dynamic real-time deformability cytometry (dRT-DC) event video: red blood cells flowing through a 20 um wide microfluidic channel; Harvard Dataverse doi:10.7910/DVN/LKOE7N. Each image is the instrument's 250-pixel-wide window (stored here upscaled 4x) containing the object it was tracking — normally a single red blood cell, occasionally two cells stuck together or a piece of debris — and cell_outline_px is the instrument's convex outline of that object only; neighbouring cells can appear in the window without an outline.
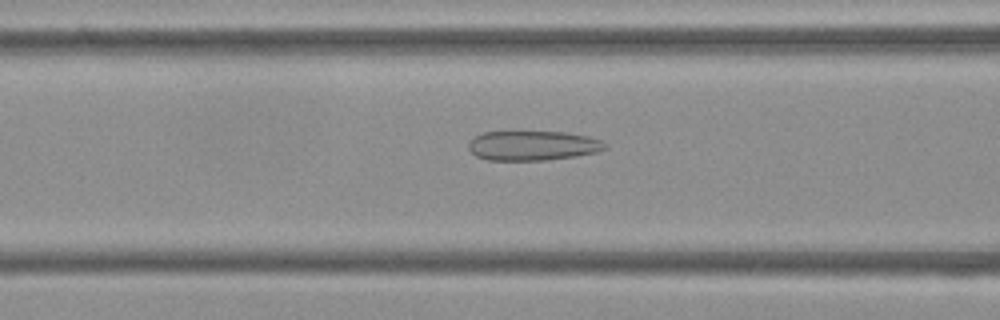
{"species": "Egyptian fruit bat (a non-hibernating species)", "species_latin": "Rousettus aegyptiacus", "temperature_condition": "cold", "stored_images_in_passage": 40, "camera_frame_rate_fps": 3000, "um_per_image_px": 0.085, "frame": {"image": 1, "passage_image": 8, "time_ms": 2.333, "image_size_px": [1000, 320], "cell_outline_px": [[608, 148], [596, 152], [576, 156], [544, 160], [488, 160], [476, 156], [468, 148], [468, 144], [472, 136], [484, 132], [564, 132], [588, 136], [600, 140], [608, 144]], "centroid_in_image_um": [45.28, 12.37], "position_along_channel_um": 121.3, "area_um2": 23.64}}
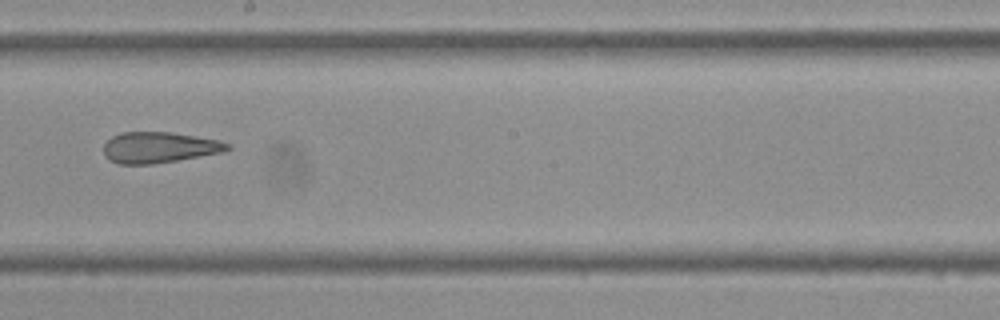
{"frame": {"image": 2, "passage_image": 17, "time_ms": 5.333, "image_size_px": [1000, 320], "cell_outline_px": [[232, 148], [224, 152], [152, 164], [116, 164], [108, 160], [104, 156], [104, 144], [112, 136], [120, 132], [172, 132], [220, 140], [232, 144]], "centroid_in_image_um": [13.54, 12.53], "position_along_channel_um": 234.7, "area_um2": 22.54}}
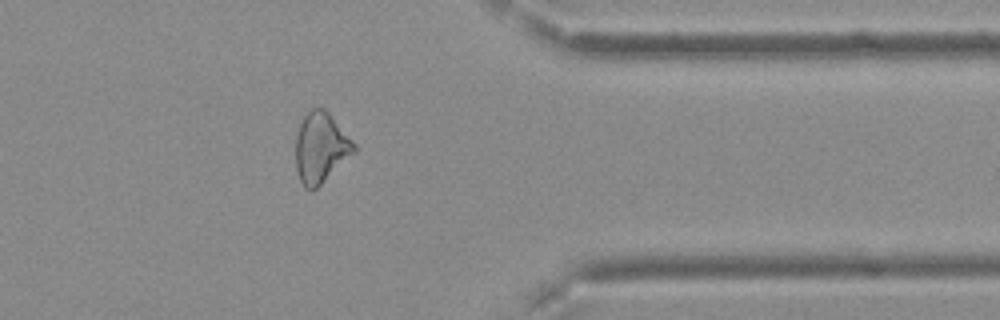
{"frame": {"image": 3, "passage_image": 30, "time_ms": 9.667, "image_size_px": [1000, 320], "cell_outline_px": [[356, 152], [316, 188], [304, 188], [300, 180], [296, 168], [296, 136], [300, 124], [304, 116], [312, 108], [324, 108], [328, 112], [356, 144]], "centroid_in_image_um": [27.27, 12.55], "position_along_channel_um": 384.1, "area_um2": 23.64}, "authors_computed_cell_mechanics": {"area_um2": 23.7847, "velocity_mm_per_s": 3.7696, "shape_relaxation_time_tau1_ms": null, "shape_relaxation_time_tau2_ms": 3.5536, "deformation_change_tau1": null, "deformation_change_tau2": 0.1321}}